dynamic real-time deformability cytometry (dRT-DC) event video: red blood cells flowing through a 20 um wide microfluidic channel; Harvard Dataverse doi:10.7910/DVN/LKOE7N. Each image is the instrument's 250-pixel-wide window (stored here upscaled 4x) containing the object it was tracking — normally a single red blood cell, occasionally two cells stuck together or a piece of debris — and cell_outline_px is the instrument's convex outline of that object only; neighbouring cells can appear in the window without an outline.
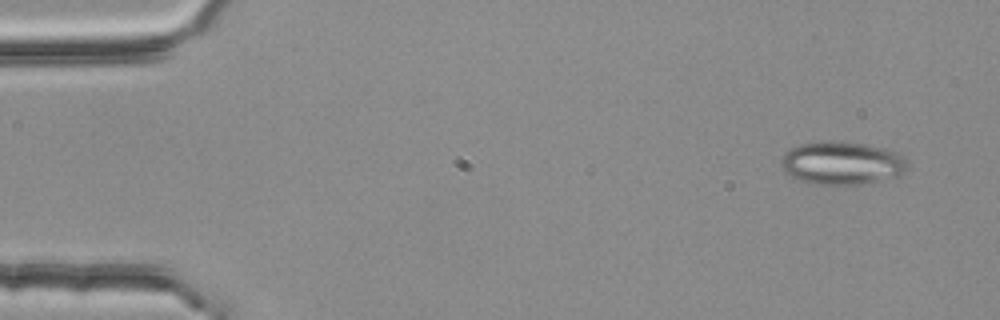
{"species": "common noctule bat (a hibernating species)", "species_latin": "Nyctalus noctula", "temperature_condition": "room temperature", "stored_images_in_passage": 5, "camera_frame_rate_fps": 3000, "um_per_image_px": 0.085, "animal": {"sex": "female", "body_mass_g": 25.1}, "frame": {"image": 1, "passage_image": 1, "time_ms": 0.0, "image_size_px": [1000, 320], "cell_outline_px": [[908, 168], [900, 176], [860, 184], [816, 184], [800, 180], [784, 172], [780, 164], [780, 160], [788, 148], [800, 144], [820, 140], [836, 140], [884, 148], [896, 152], [904, 156], [908, 164]], "centroid_in_image_um": [71.55, 13.84], "position_along_channel_um": 13.5, "area_um2": 31.96}}